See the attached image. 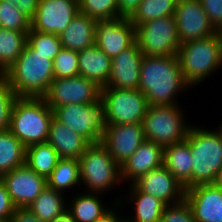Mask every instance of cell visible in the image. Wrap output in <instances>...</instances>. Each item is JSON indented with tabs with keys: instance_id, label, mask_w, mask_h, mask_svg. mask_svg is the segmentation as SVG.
<instances>
[{
	"instance_id": "7bdbcfd3",
	"label": "cell",
	"mask_w": 222,
	"mask_h": 222,
	"mask_svg": "<svg viewBox=\"0 0 222 222\" xmlns=\"http://www.w3.org/2000/svg\"><path fill=\"white\" fill-rule=\"evenodd\" d=\"M9 222H42L28 208H16Z\"/></svg>"
},
{
	"instance_id": "ac0fdd59",
	"label": "cell",
	"mask_w": 222,
	"mask_h": 222,
	"mask_svg": "<svg viewBox=\"0 0 222 222\" xmlns=\"http://www.w3.org/2000/svg\"><path fill=\"white\" fill-rule=\"evenodd\" d=\"M144 54L135 42L111 59V72L106 87L126 90L138 89L141 61Z\"/></svg>"
},
{
	"instance_id": "44dd1931",
	"label": "cell",
	"mask_w": 222,
	"mask_h": 222,
	"mask_svg": "<svg viewBox=\"0 0 222 222\" xmlns=\"http://www.w3.org/2000/svg\"><path fill=\"white\" fill-rule=\"evenodd\" d=\"M47 143L58 153L60 158L79 159L90 143L54 116L49 127Z\"/></svg>"
},
{
	"instance_id": "d6a6232c",
	"label": "cell",
	"mask_w": 222,
	"mask_h": 222,
	"mask_svg": "<svg viewBox=\"0 0 222 222\" xmlns=\"http://www.w3.org/2000/svg\"><path fill=\"white\" fill-rule=\"evenodd\" d=\"M79 12L96 21L120 18L118 0H78Z\"/></svg>"
},
{
	"instance_id": "ee69618b",
	"label": "cell",
	"mask_w": 222,
	"mask_h": 222,
	"mask_svg": "<svg viewBox=\"0 0 222 222\" xmlns=\"http://www.w3.org/2000/svg\"><path fill=\"white\" fill-rule=\"evenodd\" d=\"M117 200L115 201V204L113 205H116V206H112L111 209L105 213L102 217L98 218L95 222H121L125 217H121L120 214L118 215L117 212L115 209L116 208H120L119 206H121L123 203L121 202L122 198L121 196L120 197H116ZM120 199V200H119ZM117 203V204H116Z\"/></svg>"
},
{
	"instance_id": "30bf717a",
	"label": "cell",
	"mask_w": 222,
	"mask_h": 222,
	"mask_svg": "<svg viewBox=\"0 0 222 222\" xmlns=\"http://www.w3.org/2000/svg\"><path fill=\"white\" fill-rule=\"evenodd\" d=\"M107 125L142 123L148 108L145 95L139 90L101 88Z\"/></svg>"
},
{
	"instance_id": "cb8c5ba5",
	"label": "cell",
	"mask_w": 222,
	"mask_h": 222,
	"mask_svg": "<svg viewBox=\"0 0 222 222\" xmlns=\"http://www.w3.org/2000/svg\"><path fill=\"white\" fill-rule=\"evenodd\" d=\"M97 21L78 13L60 34L62 48L81 51L95 44Z\"/></svg>"
},
{
	"instance_id": "1f68e13d",
	"label": "cell",
	"mask_w": 222,
	"mask_h": 222,
	"mask_svg": "<svg viewBox=\"0 0 222 222\" xmlns=\"http://www.w3.org/2000/svg\"><path fill=\"white\" fill-rule=\"evenodd\" d=\"M176 4V0H142L129 19L136 27L160 17L172 16L176 10Z\"/></svg>"
},
{
	"instance_id": "bcb514c9",
	"label": "cell",
	"mask_w": 222,
	"mask_h": 222,
	"mask_svg": "<svg viewBox=\"0 0 222 222\" xmlns=\"http://www.w3.org/2000/svg\"><path fill=\"white\" fill-rule=\"evenodd\" d=\"M50 222H75L71 214L66 210L63 214L57 216L53 221Z\"/></svg>"
},
{
	"instance_id": "ba28073f",
	"label": "cell",
	"mask_w": 222,
	"mask_h": 222,
	"mask_svg": "<svg viewBox=\"0 0 222 222\" xmlns=\"http://www.w3.org/2000/svg\"><path fill=\"white\" fill-rule=\"evenodd\" d=\"M54 117L80 134L90 144L100 143L107 127L105 106L100 99L96 103H71L56 107Z\"/></svg>"
},
{
	"instance_id": "836d02e7",
	"label": "cell",
	"mask_w": 222,
	"mask_h": 222,
	"mask_svg": "<svg viewBox=\"0 0 222 222\" xmlns=\"http://www.w3.org/2000/svg\"><path fill=\"white\" fill-rule=\"evenodd\" d=\"M26 43L35 51V53L51 55V60H54L55 56L62 49L59 35L32 29H30L27 34Z\"/></svg>"
},
{
	"instance_id": "f1b7e54d",
	"label": "cell",
	"mask_w": 222,
	"mask_h": 222,
	"mask_svg": "<svg viewBox=\"0 0 222 222\" xmlns=\"http://www.w3.org/2000/svg\"><path fill=\"white\" fill-rule=\"evenodd\" d=\"M76 185H81L79 160L60 158L47 178V186L64 194Z\"/></svg>"
},
{
	"instance_id": "83f0119b",
	"label": "cell",
	"mask_w": 222,
	"mask_h": 222,
	"mask_svg": "<svg viewBox=\"0 0 222 222\" xmlns=\"http://www.w3.org/2000/svg\"><path fill=\"white\" fill-rule=\"evenodd\" d=\"M26 147L9 130L0 132V178L25 164Z\"/></svg>"
},
{
	"instance_id": "d590c367",
	"label": "cell",
	"mask_w": 222,
	"mask_h": 222,
	"mask_svg": "<svg viewBox=\"0 0 222 222\" xmlns=\"http://www.w3.org/2000/svg\"><path fill=\"white\" fill-rule=\"evenodd\" d=\"M55 78L79 76L78 51L62 48L53 60Z\"/></svg>"
},
{
	"instance_id": "9a60e30c",
	"label": "cell",
	"mask_w": 222,
	"mask_h": 222,
	"mask_svg": "<svg viewBox=\"0 0 222 222\" xmlns=\"http://www.w3.org/2000/svg\"><path fill=\"white\" fill-rule=\"evenodd\" d=\"M95 45L111 59L136 42V27L129 18L97 21Z\"/></svg>"
},
{
	"instance_id": "8fae6325",
	"label": "cell",
	"mask_w": 222,
	"mask_h": 222,
	"mask_svg": "<svg viewBox=\"0 0 222 222\" xmlns=\"http://www.w3.org/2000/svg\"><path fill=\"white\" fill-rule=\"evenodd\" d=\"M43 98L52 110L71 103L91 104L100 100L101 87L83 76L55 78Z\"/></svg>"
},
{
	"instance_id": "484cf974",
	"label": "cell",
	"mask_w": 222,
	"mask_h": 222,
	"mask_svg": "<svg viewBox=\"0 0 222 222\" xmlns=\"http://www.w3.org/2000/svg\"><path fill=\"white\" fill-rule=\"evenodd\" d=\"M129 187V202H133L134 216L125 218L130 222H159L166 204L157 197L140 192L133 184Z\"/></svg>"
},
{
	"instance_id": "f35d334b",
	"label": "cell",
	"mask_w": 222,
	"mask_h": 222,
	"mask_svg": "<svg viewBox=\"0 0 222 222\" xmlns=\"http://www.w3.org/2000/svg\"><path fill=\"white\" fill-rule=\"evenodd\" d=\"M200 3L214 28L222 29V0H200Z\"/></svg>"
},
{
	"instance_id": "52a82bcc",
	"label": "cell",
	"mask_w": 222,
	"mask_h": 222,
	"mask_svg": "<svg viewBox=\"0 0 222 222\" xmlns=\"http://www.w3.org/2000/svg\"><path fill=\"white\" fill-rule=\"evenodd\" d=\"M180 105H148L142 120L145 140L163 148L183 142L190 128Z\"/></svg>"
},
{
	"instance_id": "b9f144b4",
	"label": "cell",
	"mask_w": 222,
	"mask_h": 222,
	"mask_svg": "<svg viewBox=\"0 0 222 222\" xmlns=\"http://www.w3.org/2000/svg\"><path fill=\"white\" fill-rule=\"evenodd\" d=\"M142 0H118V14L130 18L137 10Z\"/></svg>"
},
{
	"instance_id": "8d00e7d4",
	"label": "cell",
	"mask_w": 222,
	"mask_h": 222,
	"mask_svg": "<svg viewBox=\"0 0 222 222\" xmlns=\"http://www.w3.org/2000/svg\"><path fill=\"white\" fill-rule=\"evenodd\" d=\"M17 99L18 95L0 76V132L9 130L13 107Z\"/></svg>"
},
{
	"instance_id": "7dc6e473",
	"label": "cell",
	"mask_w": 222,
	"mask_h": 222,
	"mask_svg": "<svg viewBox=\"0 0 222 222\" xmlns=\"http://www.w3.org/2000/svg\"><path fill=\"white\" fill-rule=\"evenodd\" d=\"M218 35L220 38V42H221V51H222V29L218 30Z\"/></svg>"
},
{
	"instance_id": "d6986e66",
	"label": "cell",
	"mask_w": 222,
	"mask_h": 222,
	"mask_svg": "<svg viewBox=\"0 0 222 222\" xmlns=\"http://www.w3.org/2000/svg\"><path fill=\"white\" fill-rule=\"evenodd\" d=\"M185 200L193 210L196 222H222V191L210 184L185 190Z\"/></svg>"
},
{
	"instance_id": "f6af8a7d",
	"label": "cell",
	"mask_w": 222,
	"mask_h": 222,
	"mask_svg": "<svg viewBox=\"0 0 222 222\" xmlns=\"http://www.w3.org/2000/svg\"><path fill=\"white\" fill-rule=\"evenodd\" d=\"M213 188L222 191V168L214 175L212 181L209 183Z\"/></svg>"
},
{
	"instance_id": "603a6c76",
	"label": "cell",
	"mask_w": 222,
	"mask_h": 222,
	"mask_svg": "<svg viewBox=\"0 0 222 222\" xmlns=\"http://www.w3.org/2000/svg\"><path fill=\"white\" fill-rule=\"evenodd\" d=\"M192 161L190 145L185 140L163 149V165L185 190L192 187Z\"/></svg>"
},
{
	"instance_id": "60d3db41",
	"label": "cell",
	"mask_w": 222,
	"mask_h": 222,
	"mask_svg": "<svg viewBox=\"0 0 222 222\" xmlns=\"http://www.w3.org/2000/svg\"><path fill=\"white\" fill-rule=\"evenodd\" d=\"M7 3H12L17 7L22 14L32 20L35 16L37 8L39 6V0H4Z\"/></svg>"
},
{
	"instance_id": "e575fe53",
	"label": "cell",
	"mask_w": 222,
	"mask_h": 222,
	"mask_svg": "<svg viewBox=\"0 0 222 222\" xmlns=\"http://www.w3.org/2000/svg\"><path fill=\"white\" fill-rule=\"evenodd\" d=\"M0 28L15 30L18 32H29L31 20L12 3L0 0Z\"/></svg>"
},
{
	"instance_id": "f546056e",
	"label": "cell",
	"mask_w": 222,
	"mask_h": 222,
	"mask_svg": "<svg viewBox=\"0 0 222 222\" xmlns=\"http://www.w3.org/2000/svg\"><path fill=\"white\" fill-rule=\"evenodd\" d=\"M60 157L47 142L26 147L25 164L46 179L51 175Z\"/></svg>"
},
{
	"instance_id": "4dcf8cb0",
	"label": "cell",
	"mask_w": 222,
	"mask_h": 222,
	"mask_svg": "<svg viewBox=\"0 0 222 222\" xmlns=\"http://www.w3.org/2000/svg\"><path fill=\"white\" fill-rule=\"evenodd\" d=\"M27 34L0 28V76L19 58L27 42Z\"/></svg>"
},
{
	"instance_id": "e0dca14e",
	"label": "cell",
	"mask_w": 222,
	"mask_h": 222,
	"mask_svg": "<svg viewBox=\"0 0 222 222\" xmlns=\"http://www.w3.org/2000/svg\"><path fill=\"white\" fill-rule=\"evenodd\" d=\"M132 184L140 192L157 197L166 205L185 199V188L164 165L145 173Z\"/></svg>"
},
{
	"instance_id": "7c38bea8",
	"label": "cell",
	"mask_w": 222,
	"mask_h": 222,
	"mask_svg": "<svg viewBox=\"0 0 222 222\" xmlns=\"http://www.w3.org/2000/svg\"><path fill=\"white\" fill-rule=\"evenodd\" d=\"M174 18L180 43L203 39L218 31L210 23L200 0H181L176 4Z\"/></svg>"
},
{
	"instance_id": "9c48e42d",
	"label": "cell",
	"mask_w": 222,
	"mask_h": 222,
	"mask_svg": "<svg viewBox=\"0 0 222 222\" xmlns=\"http://www.w3.org/2000/svg\"><path fill=\"white\" fill-rule=\"evenodd\" d=\"M136 42L144 55L176 56L181 43L174 15L136 26Z\"/></svg>"
},
{
	"instance_id": "2e32d148",
	"label": "cell",
	"mask_w": 222,
	"mask_h": 222,
	"mask_svg": "<svg viewBox=\"0 0 222 222\" xmlns=\"http://www.w3.org/2000/svg\"><path fill=\"white\" fill-rule=\"evenodd\" d=\"M145 141L142 123L107 125L101 144L121 166Z\"/></svg>"
},
{
	"instance_id": "5bb4252c",
	"label": "cell",
	"mask_w": 222,
	"mask_h": 222,
	"mask_svg": "<svg viewBox=\"0 0 222 222\" xmlns=\"http://www.w3.org/2000/svg\"><path fill=\"white\" fill-rule=\"evenodd\" d=\"M16 208H28L47 187V179L23 164L0 178Z\"/></svg>"
},
{
	"instance_id": "7402d4cb",
	"label": "cell",
	"mask_w": 222,
	"mask_h": 222,
	"mask_svg": "<svg viewBox=\"0 0 222 222\" xmlns=\"http://www.w3.org/2000/svg\"><path fill=\"white\" fill-rule=\"evenodd\" d=\"M79 76L94 81L101 88L106 87L111 72V58L95 44L78 51Z\"/></svg>"
},
{
	"instance_id": "4316f807",
	"label": "cell",
	"mask_w": 222,
	"mask_h": 222,
	"mask_svg": "<svg viewBox=\"0 0 222 222\" xmlns=\"http://www.w3.org/2000/svg\"><path fill=\"white\" fill-rule=\"evenodd\" d=\"M64 197L65 194L47 186L28 209L42 222H50L67 210V200Z\"/></svg>"
},
{
	"instance_id": "c3c4849f",
	"label": "cell",
	"mask_w": 222,
	"mask_h": 222,
	"mask_svg": "<svg viewBox=\"0 0 222 222\" xmlns=\"http://www.w3.org/2000/svg\"><path fill=\"white\" fill-rule=\"evenodd\" d=\"M0 222H9V220L0 219Z\"/></svg>"
},
{
	"instance_id": "681fc988",
	"label": "cell",
	"mask_w": 222,
	"mask_h": 222,
	"mask_svg": "<svg viewBox=\"0 0 222 222\" xmlns=\"http://www.w3.org/2000/svg\"><path fill=\"white\" fill-rule=\"evenodd\" d=\"M121 222H130L126 218H124Z\"/></svg>"
},
{
	"instance_id": "7a4b0ae2",
	"label": "cell",
	"mask_w": 222,
	"mask_h": 222,
	"mask_svg": "<svg viewBox=\"0 0 222 222\" xmlns=\"http://www.w3.org/2000/svg\"><path fill=\"white\" fill-rule=\"evenodd\" d=\"M18 97L43 98L55 79L51 55H42L26 43L19 58L2 75Z\"/></svg>"
},
{
	"instance_id": "d4e9b609",
	"label": "cell",
	"mask_w": 222,
	"mask_h": 222,
	"mask_svg": "<svg viewBox=\"0 0 222 222\" xmlns=\"http://www.w3.org/2000/svg\"><path fill=\"white\" fill-rule=\"evenodd\" d=\"M76 195L73 196V200L67 201L68 205L71 204L67 206V211L75 222H95L111 209L104 206L101 193L79 192Z\"/></svg>"
},
{
	"instance_id": "4fadbf2b",
	"label": "cell",
	"mask_w": 222,
	"mask_h": 222,
	"mask_svg": "<svg viewBox=\"0 0 222 222\" xmlns=\"http://www.w3.org/2000/svg\"><path fill=\"white\" fill-rule=\"evenodd\" d=\"M78 13V0H39L31 29L60 35Z\"/></svg>"
},
{
	"instance_id": "ab89813d",
	"label": "cell",
	"mask_w": 222,
	"mask_h": 222,
	"mask_svg": "<svg viewBox=\"0 0 222 222\" xmlns=\"http://www.w3.org/2000/svg\"><path fill=\"white\" fill-rule=\"evenodd\" d=\"M15 209L16 206L7 192L5 184L0 179V219L10 220Z\"/></svg>"
},
{
	"instance_id": "277c9868",
	"label": "cell",
	"mask_w": 222,
	"mask_h": 222,
	"mask_svg": "<svg viewBox=\"0 0 222 222\" xmlns=\"http://www.w3.org/2000/svg\"><path fill=\"white\" fill-rule=\"evenodd\" d=\"M53 116V110L44 98L18 97L13 107L9 131L25 147L46 143Z\"/></svg>"
},
{
	"instance_id": "74e56055",
	"label": "cell",
	"mask_w": 222,
	"mask_h": 222,
	"mask_svg": "<svg viewBox=\"0 0 222 222\" xmlns=\"http://www.w3.org/2000/svg\"><path fill=\"white\" fill-rule=\"evenodd\" d=\"M159 222H196L193 210L184 199L182 202L166 205Z\"/></svg>"
},
{
	"instance_id": "8992f818",
	"label": "cell",
	"mask_w": 222,
	"mask_h": 222,
	"mask_svg": "<svg viewBox=\"0 0 222 222\" xmlns=\"http://www.w3.org/2000/svg\"><path fill=\"white\" fill-rule=\"evenodd\" d=\"M78 160L84 192L103 194L124 184L120 166L101 143L90 144Z\"/></svg>"
},
{
	"instance_id": "ffe728a7",
	"label": "cell",
	"mask_w": 222,
	"mask_h": 222,
	"mask_svg": "<svg viewBox=\"0 0 222 222\" xmlns=\"http://www.w3.org/2000/svg\"><path fill=\"white\" fill-rule=\"evenodd\" d=\"M163 149L161 145L152 141H143L127 161L120 166L122 182L130 181L132 184L145 173L162 166Z\"/></svg>"
},
{
	"instance_id": "3957f363",
	"label": "cell",
	"mask_w": 222,
	"mask_h": 222,
	"mask_svg": "<svg viewBox=\"0 0 222 222\" xmlns=\"http://www.w3.org/2000/svg\"><path fill=\"white\" fill-rule=\"evenodd\" d=\"M176 56L185 81L190 87L199 85L222 66L218 32L207 38L182 43Z\"/></svg>"
},
{
	"instance_id": "5b68a950",
	"label": "cell",
	"mask_w": 222,
	"mask_h": 222,
	"mask_svg": "<svg viewBox=\"0 0 222 222\" xmlns=\"http://www.w3.org/2000/svg\"><path fill=\"white\" fill-rule=\"evenodd\" d=\"M185 141L192 153V187L209 184L222 168V126L216 130L191 125Z\"/></svg>"
},
{
	"instance_id": "6da1fadb",
	"label": "cell",
	"mask_w": 222,
	"mask_h": 222,
	"mask_svg": "<svg viewBox=\"0 0 222 222\" xmlns=\"http://www.w3.org/2000/svg\"><path fill=\"white\" fill-rule=\"evenodd\" d=\"M191 88L185 81L177 56L144 55L138 89L148 105H178L177 94Z\"/></svg>"
}]
</instances>
